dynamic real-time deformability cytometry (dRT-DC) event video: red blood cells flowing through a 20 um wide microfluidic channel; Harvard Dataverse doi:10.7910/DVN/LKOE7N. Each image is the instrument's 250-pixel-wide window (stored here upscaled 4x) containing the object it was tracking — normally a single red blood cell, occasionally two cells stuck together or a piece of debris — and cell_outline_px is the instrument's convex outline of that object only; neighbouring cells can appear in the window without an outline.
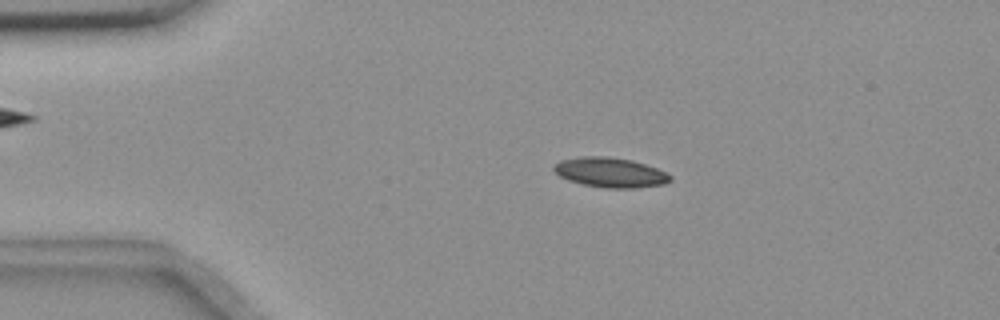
{"species": "common noctule bat (a hibernating species)", "species_latin": "Nyctalus noctula", "temperature_condition": "room temperature", "stored_images_in_passage": 7, "camera_frame_rate_fps": 3000, "um_per_image_px": 0.085, "animal": {"sex": "female", "body_mass_g": 18.4}, "frame": {"image": 1, "passage_image": 4, "time_ms": 3.667, "image_size_px": [1000, 320], "cell_outline_px": [[672, 180], [664, 184], [636, 188], [604, 188], [584, 184], [568, 180], [560, 176], [552, 168], [560, 160], [584, 156], [608, 156], [632, 160], [668, 172], [672, 176]], "centroid_in_image_um": [51.91, 14.66], "position_along_channel_um": 33.1, "area_um2": 20.23}}